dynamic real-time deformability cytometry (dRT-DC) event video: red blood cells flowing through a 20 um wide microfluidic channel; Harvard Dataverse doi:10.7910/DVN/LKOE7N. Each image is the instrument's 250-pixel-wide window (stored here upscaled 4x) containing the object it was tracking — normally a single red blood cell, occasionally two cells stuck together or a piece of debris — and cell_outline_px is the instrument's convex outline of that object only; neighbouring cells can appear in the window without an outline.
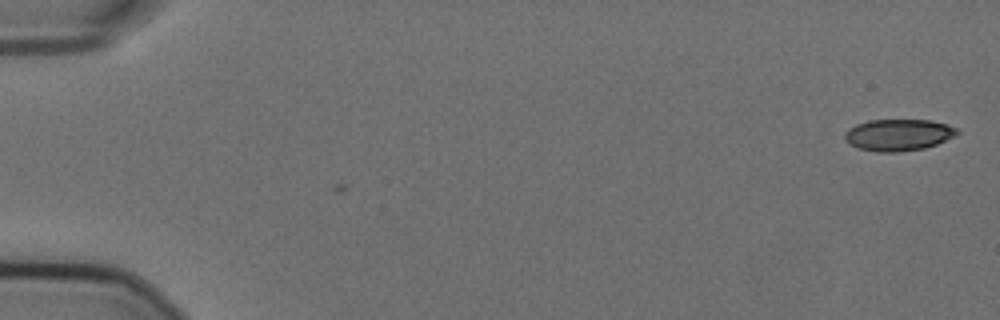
{"species": "Egyptian fruit bat (a non-hibernating species)", "species_latin": "Rousettus aegyptiacus", "temperature_condition": "cold", "stored_images_in_passage": 2, "camera_frame_rate_fps": 3000, "um_per_image_px": 0.085, "animal": {"sex": "female"}, "frame": {"image": 1, "passage_image": 1, "time_ms": 0.0, "image_size_px": [1000, 320], "cell_outline_px": [[960, 132], [956, 136], [936, 144], [924, 148], [900, 152], [876, 152], [860, 148], [844, 140], [844, 132], [848, 128], [856, 124], [868, 120], [928, 120], [948, 124], [956, 128]], "centroid_in_image_um": [76.36, 11.46], "position_along_channel_um": 8.6, "area_um2": 20.81}}